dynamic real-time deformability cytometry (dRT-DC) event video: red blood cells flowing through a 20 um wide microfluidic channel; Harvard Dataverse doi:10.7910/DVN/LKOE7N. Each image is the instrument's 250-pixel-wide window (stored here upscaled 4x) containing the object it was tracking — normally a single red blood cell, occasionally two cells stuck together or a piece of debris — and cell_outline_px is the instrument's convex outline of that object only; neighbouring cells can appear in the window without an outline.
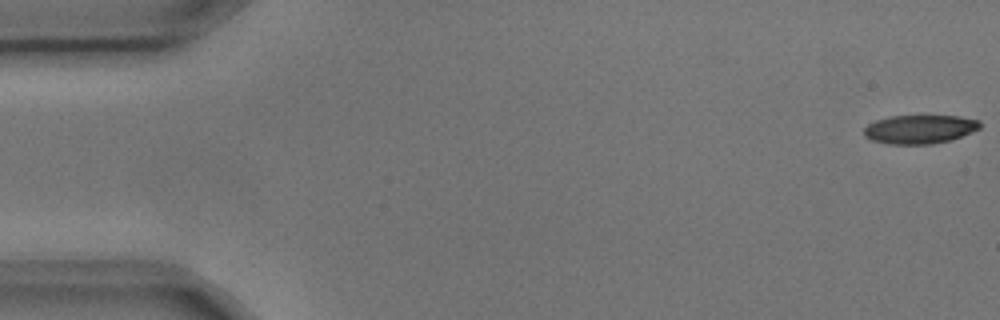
{"species": "common noctule bat (a hibernating species)", "species_latin": "Nyctalus noctula", "temperature_condition": "cold", "stored_images_in_passage": 5, "segment_of_instrument_passage": [1, 2], "camera_frame_rate_fps": 3000, "um_per_image_px": 0.085, "animal": {"sex": "male", "body_mass_g": 17.9, "forearm_length_mm": 54.2}, "frame": {"image": 1, "passage_image": 1, "time_ms": 0.0, "image_size_px": [1000, 320], "cell_outline_px": [[980, 128], [952, 140], [932, 144], [888, 144], [872, 140], [864, 136], [864, 128], [868, 124], [876, 120], [892, 116], [960, 116], [980, 120]], "centroid_in_image_um": [78.18, 10.99], "position_along_channel_um": 6.8, "area_um2": 19.42}}
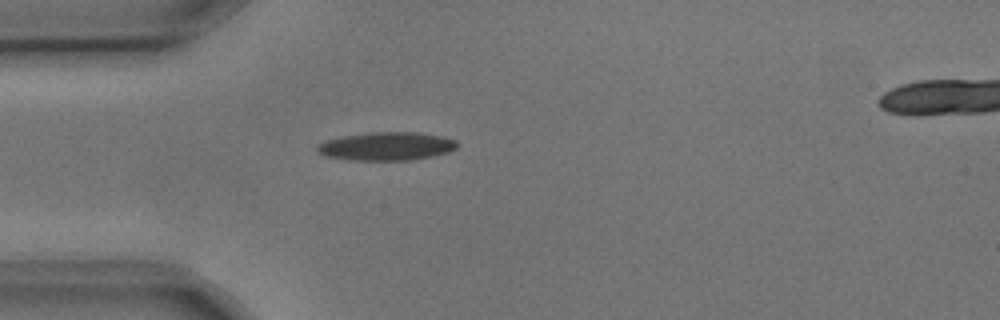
{"frame": {"image": 2, "passage_image": 4, "time_ms": 1.0, "image_size_px": [1000, 320], "cell_outline_px": [[460, 144], [456, 148], [448, 152], [432, 156], [408, 160], [348, 160], [324, 156], [316, 152], [316, 148], [324, 140], [340, 136], [372, 132], [416, 132], [444, 136], [456, 140]], "centroid_in_image_um": [32.84, 12.42], "position_along_channel_um": 52.2, "area_um2": 23.35}}